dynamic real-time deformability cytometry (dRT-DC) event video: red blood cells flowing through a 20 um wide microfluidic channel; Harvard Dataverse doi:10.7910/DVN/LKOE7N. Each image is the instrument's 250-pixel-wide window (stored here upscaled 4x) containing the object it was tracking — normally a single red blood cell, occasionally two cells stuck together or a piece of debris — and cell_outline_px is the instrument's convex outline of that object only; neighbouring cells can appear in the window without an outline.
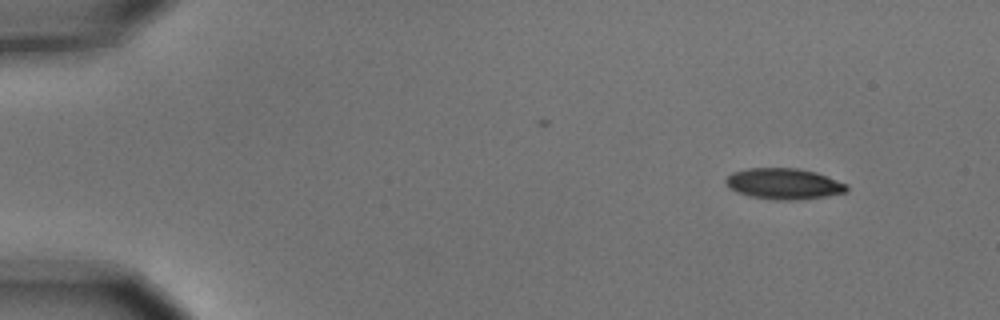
{"species": "common noctule bat (a hibernating species)", "species_latin": "Nyctalus noctula", "temperature_condition": "cold", "stored_images_in_passage": 4, "camera_frame_rate_fps": 3000, "um_per_image_px": 0.085, "animal": {"sex": "male", "body_mass_g": 15.6}, "frame": {"image": 1, "passage_image": 1, "time_ms": 0.0, "image_size_px": [1000, 320], "cell_outline_px": [[848, 192], [824, 196], [796, 200], [776, 200], [752, 196], [736, 192], [724, 180], [732, 172], [748, 168], [796, 168], [816, 172], [848, 184]], "centroid_in_image_um": [66.66, 15.61], "position_along_channel_um": 18.3, "area_um2": 21.68}}
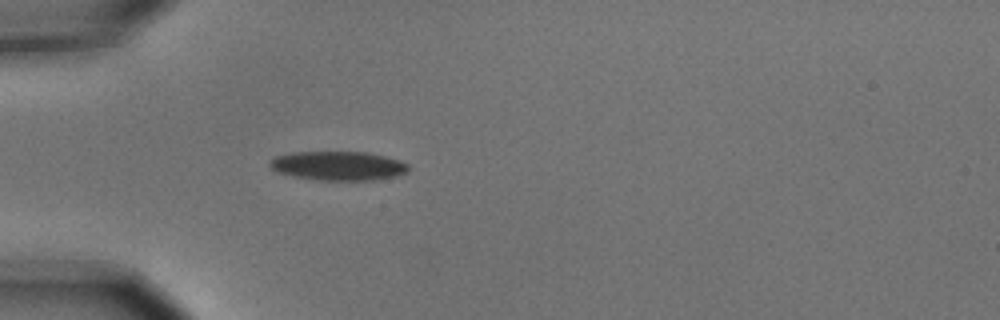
{"frame": {"image": 2, "passage_image": 4, "time_ms": 1.0, "image_size_px": [1000, 320], "cell_outline_px": [[408, 172], [396, 176], [372, 180], [320, 180], [292, 176], [276, 172], [268, 164], [268, 160], [276, 156], [292, 152], [364, 152], [384, 156], [408, 164]], "centroid_in_image_um": [28.69, 14.09], "position_along_channel_um": 56.3, "area_um2": 23.41}}